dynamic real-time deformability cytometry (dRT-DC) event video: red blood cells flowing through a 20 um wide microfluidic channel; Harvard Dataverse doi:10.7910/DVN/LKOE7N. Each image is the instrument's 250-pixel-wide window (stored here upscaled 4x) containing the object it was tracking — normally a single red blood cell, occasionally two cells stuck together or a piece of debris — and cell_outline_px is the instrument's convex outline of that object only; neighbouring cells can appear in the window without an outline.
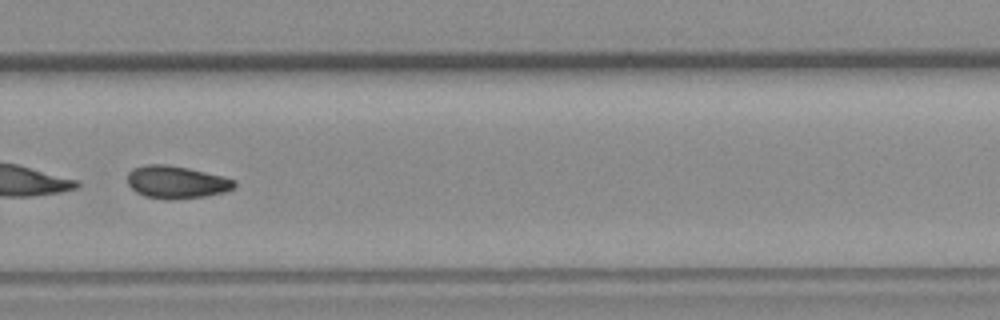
{"species": "common noctule bat (a hibernating species)", "species_latin": "Nyctalus noctula", "temperature_condition": "room temperature", "stored_images_in_passage": 46, "camera_frame_rate_fps": 3000, "um_per_image_px": 0.085, "animal": {"sex": "female", "body_mass_g": 19.3, "forearm_length_mm": 54.1}, "frame": {"image": 1, "passage_image": 31, "time_ms": 10.0, "image_size_px": [1000, 320], "cell_outline_px": [[236, 184], [232, 188], [224, 192], [208, 196], [168, 200], [144, 196], [136, 192], [128, 184], [128, 172], [132, 168], [144, 164], [164, 164], [188, 168], [236, 180]], "centroid_in_image_um": [14.96, 15.48], "position_along_channel_um": 314.8, "area_um2": 20.29}}